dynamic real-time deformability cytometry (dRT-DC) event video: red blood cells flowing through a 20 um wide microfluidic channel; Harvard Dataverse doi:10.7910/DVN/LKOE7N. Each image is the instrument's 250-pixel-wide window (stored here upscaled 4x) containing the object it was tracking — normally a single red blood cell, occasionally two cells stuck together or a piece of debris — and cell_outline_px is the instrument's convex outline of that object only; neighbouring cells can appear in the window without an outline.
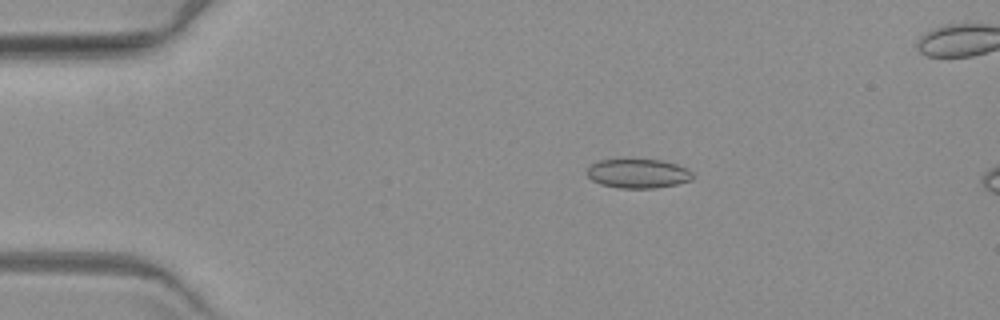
{"species": "common noctule bat (a hibernating species)", "species_latin": "Nyctalus noctula", "temperature_condition": "warm", "stored_images_in_passage": 5, "camera_frame_rate_fps": 3000, "um_per_image_px": 0.085, "animal": {"sex": "female", "body_mass_g": 19.3, "forearm_length_mm": 54.1}, "frame": {"image": 1, "passage_image": 3, "time_ms": 2.667, "image_size_px": [1000, 320], "cell_outline_px": [[692, 180], [676, 184], [656, 188], [620, 188], [600, 184], [592, 180], [588, 176], [588, 168], [596, 160], [660, 160], [676, 164], [688, 168], [692, 172]], "centroid_in_image_um": [54.25, 14.75], "position_along_channel_um": 30.8, "area_um2": 17.86}}